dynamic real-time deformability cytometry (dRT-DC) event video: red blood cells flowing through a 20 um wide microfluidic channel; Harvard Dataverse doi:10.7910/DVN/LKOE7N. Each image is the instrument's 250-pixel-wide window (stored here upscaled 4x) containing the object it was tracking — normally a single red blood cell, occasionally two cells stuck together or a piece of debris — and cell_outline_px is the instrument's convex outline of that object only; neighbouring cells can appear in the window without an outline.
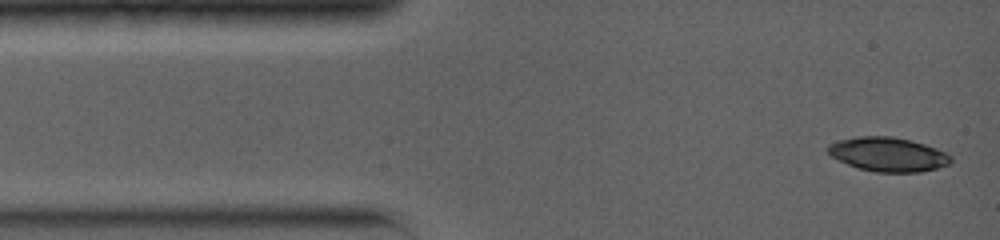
{"species": "common noctule bat (a hibernating species)", "species_latin": "Nyctalus noctula", "temperature_condition": "warm", "stored_images_in_passage": 6, "camera_frame_rate_fps": 5000, "um_per_image_px": 0.085, "animal": {"sex": "female", "body_mass_g": 19.0, "forearm_length_mm": 56.7}, "frame": {"image": 1, "passage_image": 1, "time_ms": 0.0, "image_size_px": [1000, 240], "cell_outline_px": [[952, 160], [948, 164], [936, 168], [920, 172], [876, 172], [860, 168], [848, 164], [832, 156], [828, 152], [828, 144], [836, 140], [860, 136], [892, 136], [912, 140], [936, 148], [952, 156]], "centroid_in_image_um": [75.49, 13.11], "position_along_channel_um": 9.5, "area_um2": 24.33}}
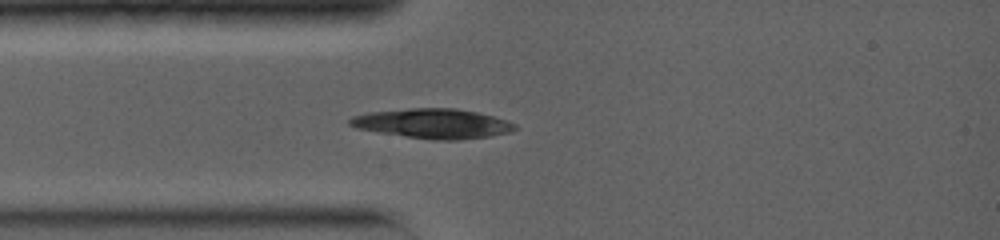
{"frame": {"image": 2, "passage_image": 6, "time_ms": 2.6, "image_size_px": [1000, 240], "cell_outline_px": [[516, 128], [512, 132], [492, 136], [456, 140], [432, 140], [380, 132], [356, 128], [348, 124], [348, 120], [352, 116], [368, 112], [408, 108], [456, 108], [476, 112], [508, 120], [516, 124]], "centroid_in_image_um": [36.81, 10.5], "position_along_channel_um": 48.2, "area_um2": 28.61}}